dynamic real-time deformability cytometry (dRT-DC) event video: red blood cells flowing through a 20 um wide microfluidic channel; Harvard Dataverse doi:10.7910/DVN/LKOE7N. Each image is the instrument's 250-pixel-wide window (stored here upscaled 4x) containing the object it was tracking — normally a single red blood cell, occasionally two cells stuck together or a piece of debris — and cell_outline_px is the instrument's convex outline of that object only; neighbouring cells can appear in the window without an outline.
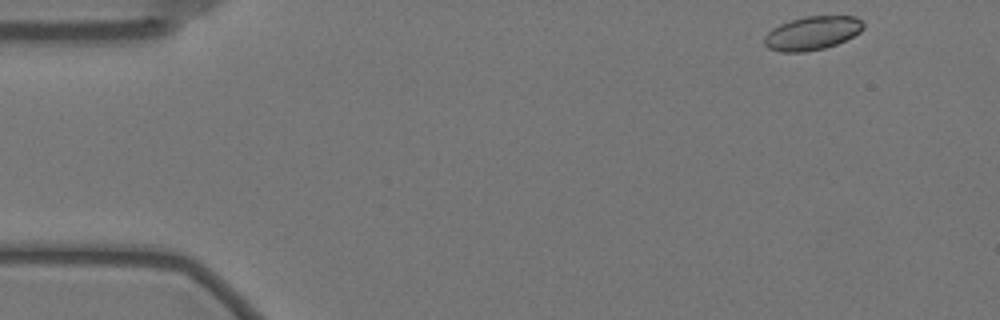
{"species": "Egyptian fruit bat (a non-hibernating species)", "species_latin": "Rousettus aegyptiacus", "temperature_condition": "warm", "stored_images_in_passage": 54, "camera_frame_rate_fps": 3000, "um_per_image_px": 0.085, "animal": {"sex": "female"}, "frame": {"image": 1, "passage_image": 1, "time_ms": 0.0, "image_size_px": [1000, 320], "cell_outline_px": [[864, 28], [860, 32], [836, 44], [824, 48], [804, 52], [780, 52], [768, 48], [764, 44], [764, 36], [772, 28], [780, 24], [804, 16], [856, 16], [864, 24]], "centroid_in_image_um": [69.02, 2.81], "position_along_channel_um": 16.0, "area_um2": 19.36}}
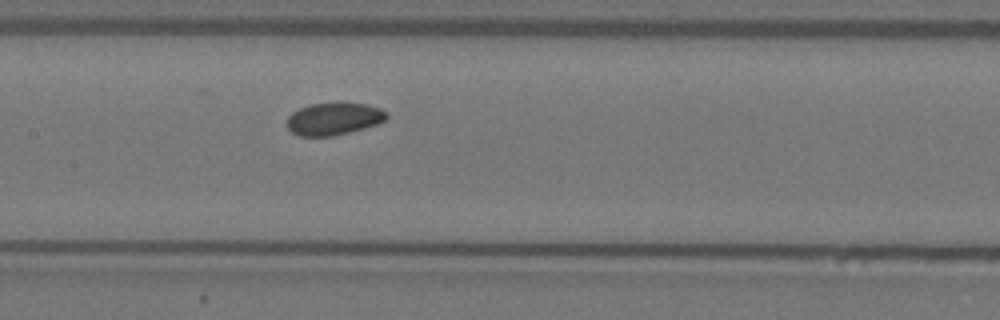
{"frame": {"image": 2, "passage_image": 24, "time_ms": 7.667, "image_size_px": [1000, 320], "cell_outline_px": [[388, 116], [384, 120], [376, 124], [364, 128], [332, 136], [300, 136], [292, 132], [288, 128], [288, 116], [292, 112], [308, 104], [336, 100], [340, 100], [368, 104], [380, 108], [388, 112]], "centroid_in_image_um": [28.39, 10.04], "position_along_channel_um": 179.0, "area_um2": 19.36}}
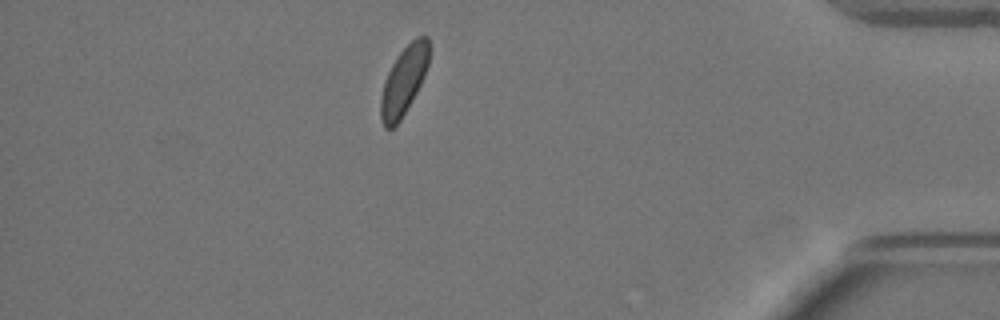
{"frame": {"image": 3, "passage_image": 47, "time_ms": 15.333, "image_size_px": [1000, 320], "cell_outline_px": [[428, 64], [424, 76], [412, 100], [400, 120], [392, 128], [384, 128], [380, 116], [380, 96], [388, 72], [396, 56], [416, 36], [428, 36]], "centroid_in_image_um": [34.3, 6.87], "position_along_channel_um": 400.9, "area_um2": 18.96}, "authors_computed_cell_mechanics": {"area_um2": 19.4786, "velocity_mm_per_s": 3.4494, "shape_relaxation_time_tau1_ms": 10.8053, "shape_relaxation_time_tau2_ms": null, "deformation_change_tau1": 0.0848, "deformation_change_tau2": null}}